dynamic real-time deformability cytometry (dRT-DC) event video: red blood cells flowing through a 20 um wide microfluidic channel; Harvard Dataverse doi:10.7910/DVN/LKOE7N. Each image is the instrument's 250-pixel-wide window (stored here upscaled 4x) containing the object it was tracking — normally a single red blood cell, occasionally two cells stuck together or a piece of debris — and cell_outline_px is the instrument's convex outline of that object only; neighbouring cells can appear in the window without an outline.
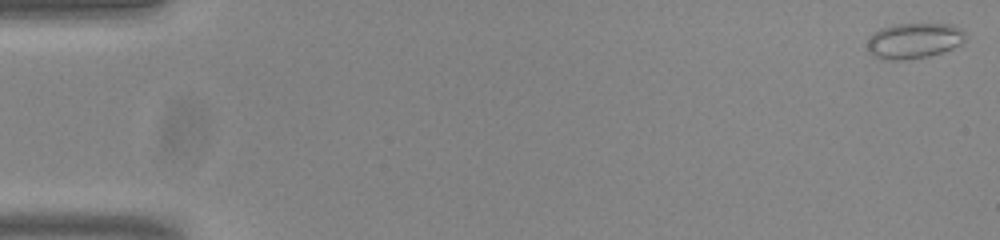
{"species": "common noctule bat (a hibernating species)", "species_latin": "Nyctalus noctula", "temperature_condition": "room temperature", "stored_images_in_passage": 54, "camera_frame_rate_fps": 3000, "um_per_image_px": 0.085, "animal": {"sex": "male", "body_mass_g": 20.0, "forearm_length_mm": 53.3}, "frame": {"image": 1, "passage_image": 1, "time_ms": 0.0, "image_size_px": [1000, 240], "cell_outline_px": [[964, 44], [928, 56], [904, 60], [888, 60], [876, 56], [868, 52], [868, 40], [880, 28], [892, 24], [956, 24], [964, 32]], "centroid_in_image_um": [77.71, 3.45], "position_along_channel_um": 7.3, "area_um2": 20.23}}
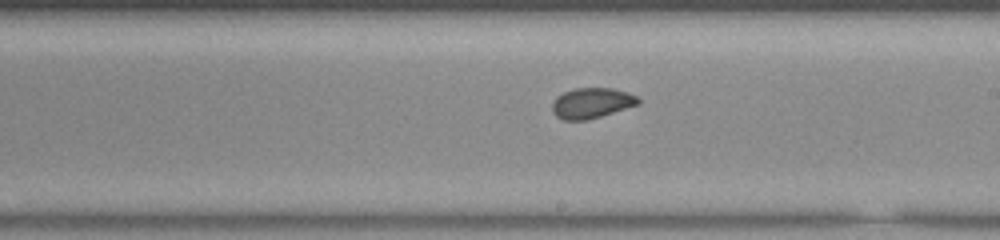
{"frame": {"image": 2, "passage_image": 31, "time_ms": 10.0, "image_size_px": [1000, 240], "cell_outline_px": [[640, 104], [588, 120], [564, 120], [556, 116], [552, 112], [552, 100], [556, 96], [564, 92], [576, 88], [612, 88], [628, 92], [636, 96], [640, 100]], "centroid_in_image_um": [50.27, 8.76], "position_along_channel_um": 238.7, "area_um2": 15.37}}
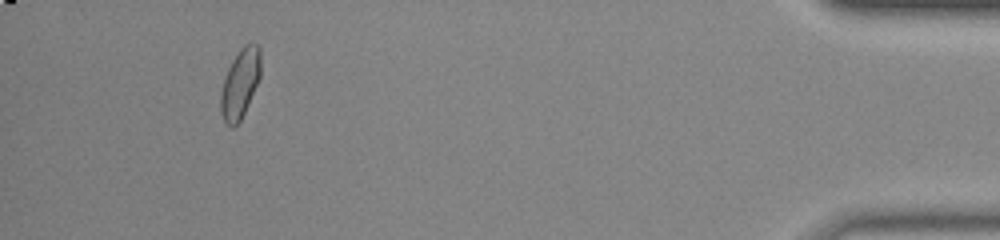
{"frame": {"image": 3, "passage_image": 50, "time_ms": 16.333, "image_size_px": [1000, 240], "cell_outline_px": [[260, 76], [244, 112], [240, 120], [232, 128], [224, 120], [220, 112], [220, 92], [224, 76], [232, 60], [240, 48], [244, 44], [256, 44], [260, 48]], "centroid_in_image_um": [20.38, 7.08], "position_along_channel_um": 414.8, "area_um2": 15.95}, "authors_computed_cell_mechanics": {"area_um2": 15.895, "velocity_mm_per_s": 3.8247, "shape_relaxation_time_tau1_ms": 3.541, "shape_relaxation_time_tau2_ms": 0.7827, "deformation_change_tau1": 0.0712, "deformation_change_tau2": 0.0384}}